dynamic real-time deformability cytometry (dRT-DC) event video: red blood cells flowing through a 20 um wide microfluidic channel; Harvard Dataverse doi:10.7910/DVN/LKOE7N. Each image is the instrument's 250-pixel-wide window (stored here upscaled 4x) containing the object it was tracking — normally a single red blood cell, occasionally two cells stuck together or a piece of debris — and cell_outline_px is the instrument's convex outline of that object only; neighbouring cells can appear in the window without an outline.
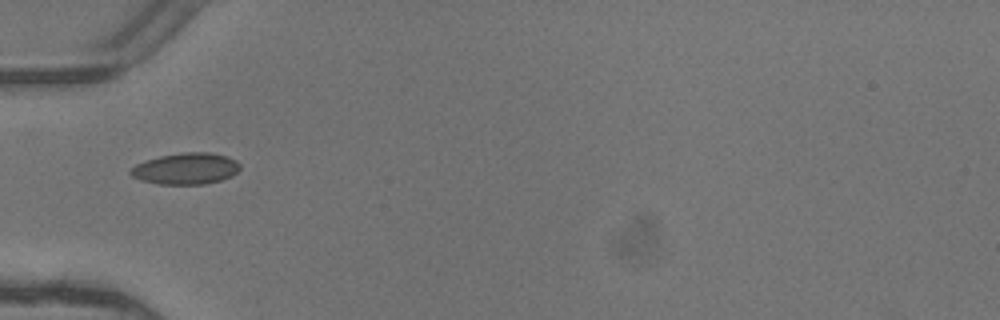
{"species": "common noctule bat (a hibernating species)", "species_latin": "Nyctalus noctula", "temperature_condition": "warm", "stored_images_in_passage": 1, "camera_frame_rate_fps": 3000, "um_per_image_px": 0.085, "animal": {"sex": "female"}, "frame": {"image": 1, "passage_image": 1, "time_ms": 0.0, "image_size_px": [1000, 320], "cell_outline_px": [[240, 168], [232, 176], [220, 180], [204, 184], [160, 184], [140, 180], [132, 176], [128, 172], [136, 164], [160, 156], [180, 152], [208, 152], [224, 156], [236, 160], [240, 164]], "centroid_in_image_um": [15.79, 14.33], "position_along_channel_um": 69.2, "area_um2": 19.88}}